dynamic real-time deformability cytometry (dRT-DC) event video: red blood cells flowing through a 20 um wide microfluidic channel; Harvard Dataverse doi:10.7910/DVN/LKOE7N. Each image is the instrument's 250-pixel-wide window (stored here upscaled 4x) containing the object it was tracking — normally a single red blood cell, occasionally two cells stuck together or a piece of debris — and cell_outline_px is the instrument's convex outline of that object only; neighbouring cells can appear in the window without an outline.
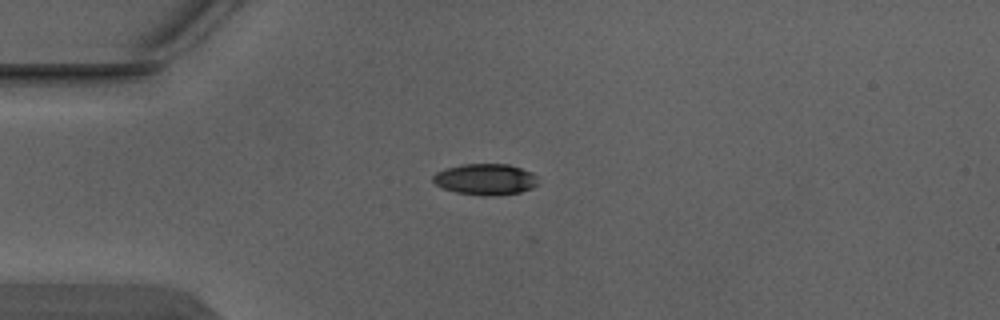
{"species": "Egyptian fruit bat (a non-hibernating species)", "species_latin": "Rousettus aegyptiacus", "temperature_condition": "warm", "stored_images_in_passage": 3, "camera_frame_rate_fps": 3000, "um_per_image_px": 0.085, "animal": {"sex": "male"}, "frame": {"image": 1, "passage_image": 1, "time_ms": 0.0, "image_size_px": [1000, 320], "cell_outline_px": [[536, 184], [532, 188], [520, 192], [492, 196], [484, 196], [456, 192], [444, 188], [436, 184], [432, 180], [432, 176], [436, 172], [444, 168], [460, 164], [508, 164], [532, 172], [536, 176]], "centroid_in_image_um": [41.23, 15.23], "position_along_channel_um": 43.8, "area_um2": 19.07}}
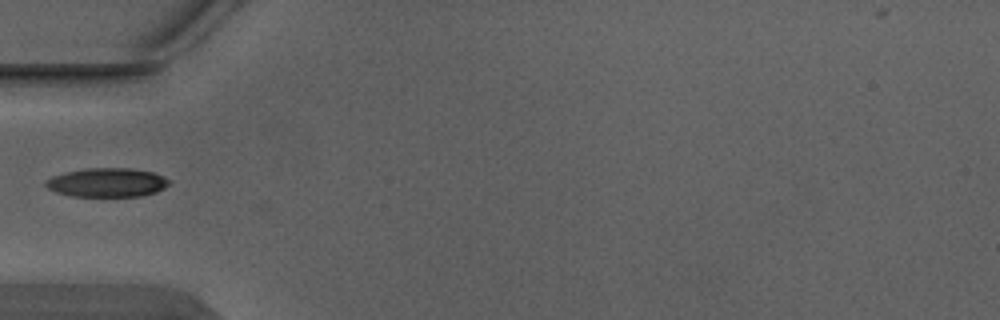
{"frame": {"image": 2, "passage_image": 2, "time_ms": 0.333, "image_size_px": [1000, 320], "cell_outline_px": [[172, 180], [164, 188], [156, 192], [144, 196], [72, 196], [56, 192], [48, 188], [44, 184], [44, 180], [52, 176], [64, 172], [88, 168], [128, 168], [152, 172], [164, 176]], "centroid_in_image_um": [9.1, 15.51], "position_along_channel_um": 75.9, "area_um2": 20.92}}
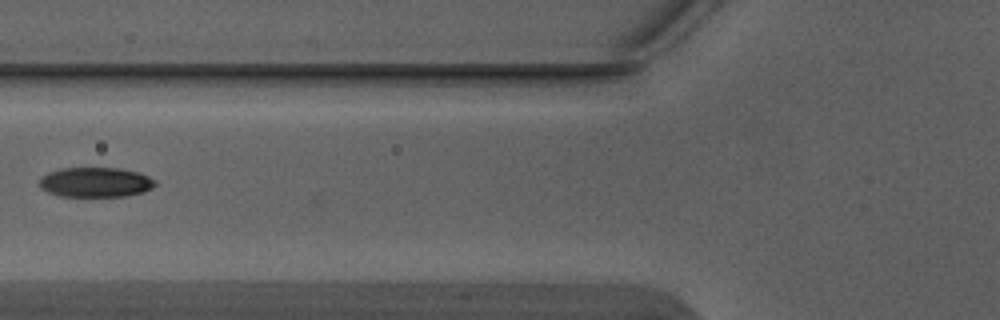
{"frame": {"image": 3, "passage_image": 3, "time_ms": 0.667, "image_size_px": [1000, 320], "cell_outline_px": [[156, 184], [152, 188], [144, 192], [128, 196], [60, 196], [48, 192], [40, 188], [40, 176], [48, 172], [60, 168], [116, 168], [140, 172], [156, 180]], "centroid_in_image_um": [8.13, 15.49], "position_along_channel_um": 117.7, "area_um2": 20.29}}